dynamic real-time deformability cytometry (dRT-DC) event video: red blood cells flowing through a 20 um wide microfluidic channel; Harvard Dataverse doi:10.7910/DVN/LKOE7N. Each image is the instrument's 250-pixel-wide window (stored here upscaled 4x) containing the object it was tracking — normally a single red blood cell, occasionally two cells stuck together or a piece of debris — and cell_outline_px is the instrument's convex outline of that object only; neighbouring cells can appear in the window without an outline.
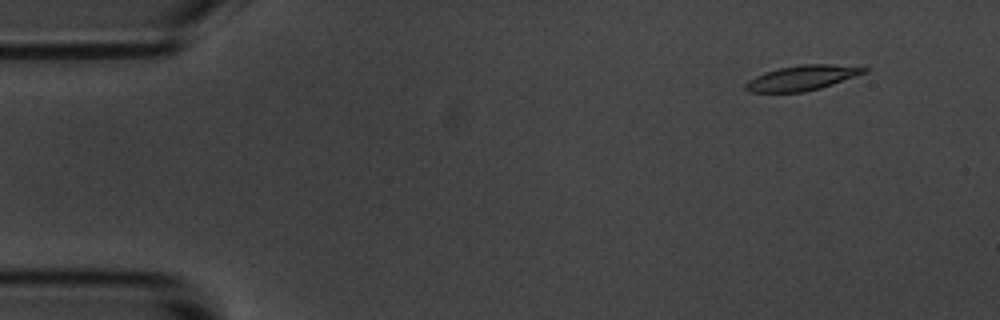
{"species": "common noctule bat (a hibernating species)", "species_latin": "Nyctalus noctula", "temperature_condition": "room temperature", "stored_images_in_passage": 5, "camera_frame_rate_fps": 3000, "um_per_image_px": 0.085, "animal": {"sex": "male", "body_mass_g": 20.1, "forearm_length_mm": 53.5}, "frame": {"image": 1, "passage_image": 2, "time_ms": 1.0, "image_size_px": [1000, 320], "cell_outline_px": [[868, 72], [820, 88], [804, 92], [748, 92], [744, 88], [744, 84], [748, 80], [764, 72], [780, 68], [800, 64], [828, 64], [868, 68]], "centroid_in_image_um": [68.14, 6.62], "position_along_channel_um": 16.9, "area_um2": 17.17}}
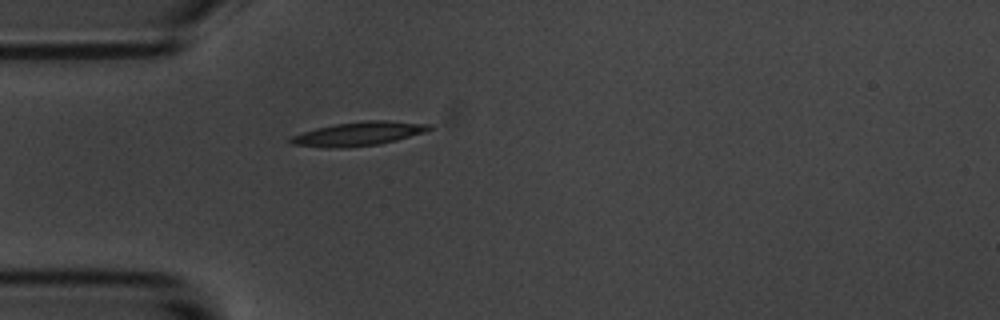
{"frame": {"image": 2, "passage_image": 5, "time_ms": 4.667, "image_size_px": [1000, 320], "cell_outline_px": [[432, 128], [424, 132], [396, 140], [380, 144], [340, 148], [332, 148], [292, 144], [288, 140], [292, 136], [316, 128], [336, 124], [364, 120], [388, 120], [432, 124]], "centroid_in_image_um": [30.51, 11.36], "position_along_channel_um": 54.5, "area_um2": 19.13}}